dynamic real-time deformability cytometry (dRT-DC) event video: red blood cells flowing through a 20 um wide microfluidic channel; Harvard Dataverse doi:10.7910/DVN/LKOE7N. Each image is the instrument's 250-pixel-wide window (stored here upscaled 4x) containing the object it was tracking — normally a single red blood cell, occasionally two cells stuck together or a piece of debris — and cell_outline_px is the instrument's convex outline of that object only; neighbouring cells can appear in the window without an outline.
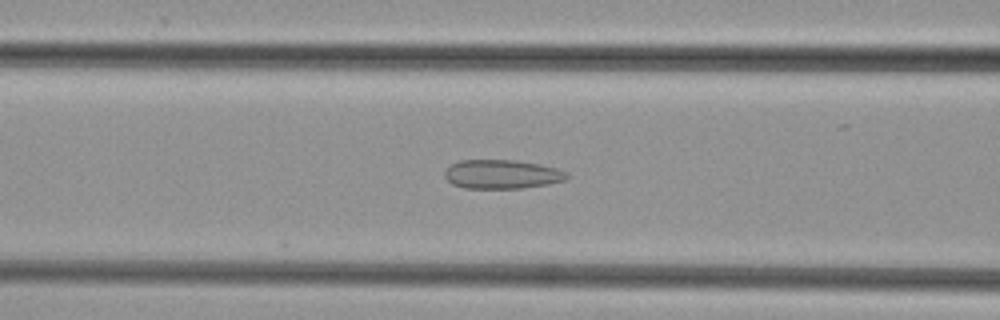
{"species": "common noctule bat (a hibernating species)", "species_latin": "Nyctalus noctula", "temperature_condition": "cold", "stored_images_in_passage": 48, "camera_frame_rate_fps": 3000, "um_per_image_px": 0.085, "animal": {"sex": "female", "body_mass_g": 29.2, "forearm_length_mm": 56.3}, "frame": {"image": 1, "passage_image": 19, "time_ms": 6.0, "image_size_px": [1000, 320], "cell_outline_px": [[568, 176], [564, 180], [548, 184], [524, 188], [464, 188], [452, 184], [444, 176], [444, 172], [452, 164], [460, 160], [516, 160], [540, 164], [556, 168], [568, 172]], "centroid_in_image_um": [42.67, 14.81], "position_along_channel_um": 123.9, "area_um2": 20.63}}
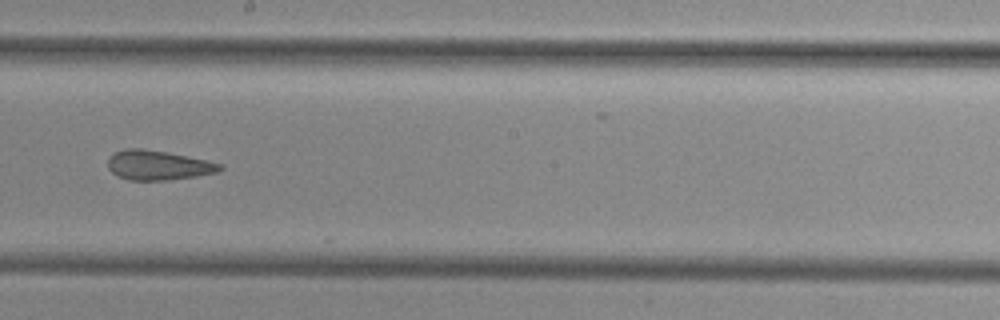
{"frame": {"image": 2, "passage_image": 27, "time_ms": 8.667, "image_size_px": [1000, 320], "cell_outline_px": [[224, 168], [216, 172], [196, 176], [168, 180], [128, 180], [116, 176], [108, 168], [108, 160], [116, 152], [124, 148], [140, 148], [168, 152], [224, 164]], "centroid_in_image_um": [13.44, 14.04], "position_along_channel_um": 234.8, "area_um2": 19.31}}
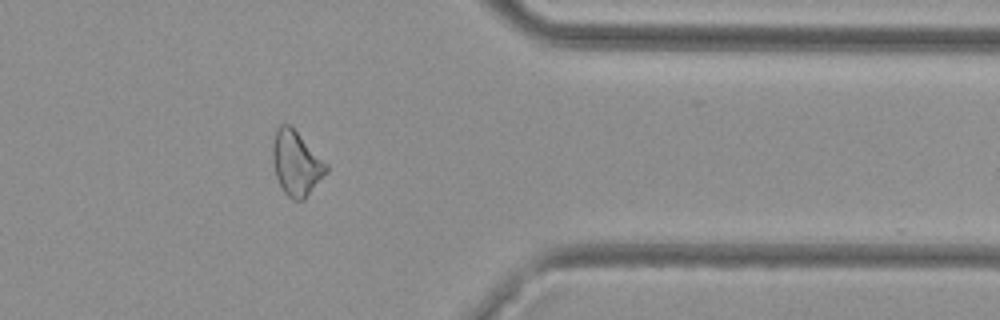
{"frame": {"image": 3, "passage_image": 39, "time_ms": 12.667, "image_size_px": [1000, 320], "cell_outline_px": [[328, 172], [304, 200], [292, 200], [284, 192], [276, 176], [272, 160], [272, 144], [276, 128], [280, 124], [288, 124], [328, 164]], "centroid_in_image_um": [25.18, 13.9], "position_along_channel_um": 386.2, "area_um2": 20.06}}